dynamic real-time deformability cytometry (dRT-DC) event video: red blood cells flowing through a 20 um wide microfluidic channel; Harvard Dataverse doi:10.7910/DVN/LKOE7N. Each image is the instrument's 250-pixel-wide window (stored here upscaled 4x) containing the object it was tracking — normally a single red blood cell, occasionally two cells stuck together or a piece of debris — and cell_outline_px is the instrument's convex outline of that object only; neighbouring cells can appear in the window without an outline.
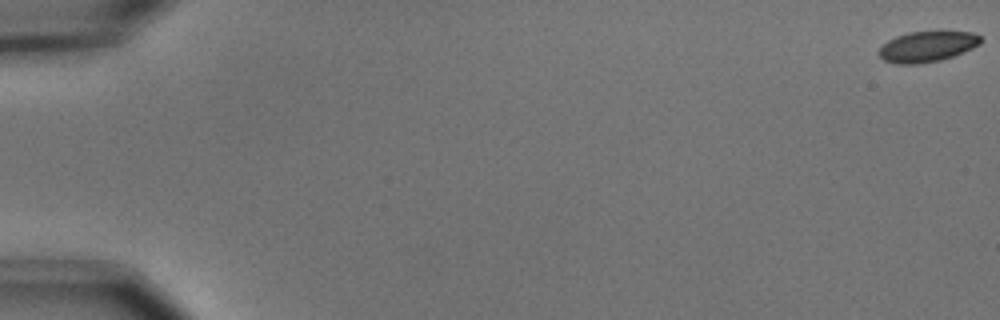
{"species": "common noctule bat (a hibernating species)", "species_latin": "Nyctalus noctula", "temperature_condition": "cold", "stored_images_in_passage": 34, "camera_frame_rate_fps": 3000, "um_per_image_px": 0.085, "animal": {"sex": "male", "body_mass_g": 15.6}, "frame": {"image": 1, "passage_image": 1, "time_ms": 0.0, "image_size_px": [1000, 320], "cell_outline_px": [[984, 40], [980, 44], [972, 48], [952, 56], [940, 60], [916, 64], [896, 64], [884, 60], [880, 56], [880, 48], [888, 40], [896, 36], [908, 32], [972, 32], [980, 36]], "centroid_in_image_um": [78.82, 3.96], "position_along_channel_um": 6.2, "area_um2": 17.92}}
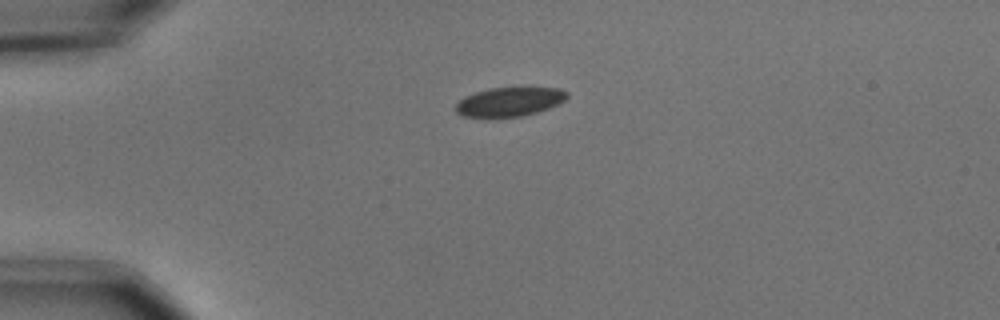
{"frame": {"image": 2, "passage_image": 15, "time_ms": 4.667, "image_size_px": [1000, 320], "cell_outline_px": [[568, 96], [564, 100], [548, 108], [536, 112], [520, 116], [464, 116], [456, 112], [456, 104], [464, 96], [488, 88], [520, 84], [524, 84], [560, 88], [568, 92]], "centroid_in_image_um": [43.37, 8.56], "position_along_channel_um": 41.6, "area_um2": 19.48}}
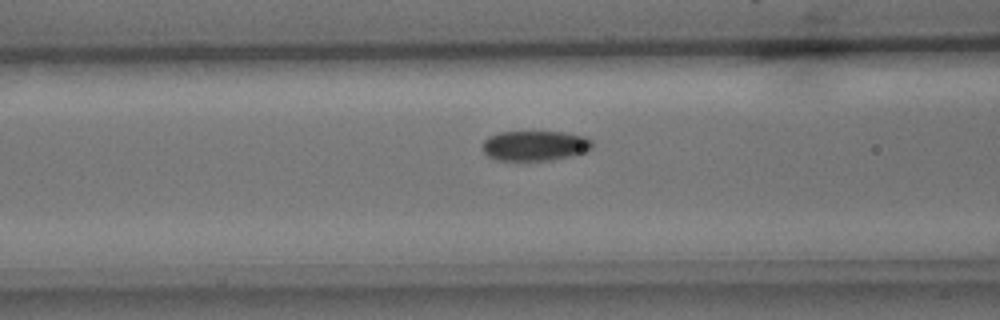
{"frame": {"image": 3, "passage_image": 24, "time_ms": 7.667, "image_size_px": [1000, 320], "cell_outline_px": [[592, 148], [584, 152], [568, 156], [548, 160], [496, 160], [488, 156], [484, 152], [484, 140], [488, 136], [500, 132], [564, 132], [584, 136], [592, 140]], "centroid_in_image_um": [45.46, 12.37], "position_along_channel_um": 121.1, "area_um2": 19.02}}